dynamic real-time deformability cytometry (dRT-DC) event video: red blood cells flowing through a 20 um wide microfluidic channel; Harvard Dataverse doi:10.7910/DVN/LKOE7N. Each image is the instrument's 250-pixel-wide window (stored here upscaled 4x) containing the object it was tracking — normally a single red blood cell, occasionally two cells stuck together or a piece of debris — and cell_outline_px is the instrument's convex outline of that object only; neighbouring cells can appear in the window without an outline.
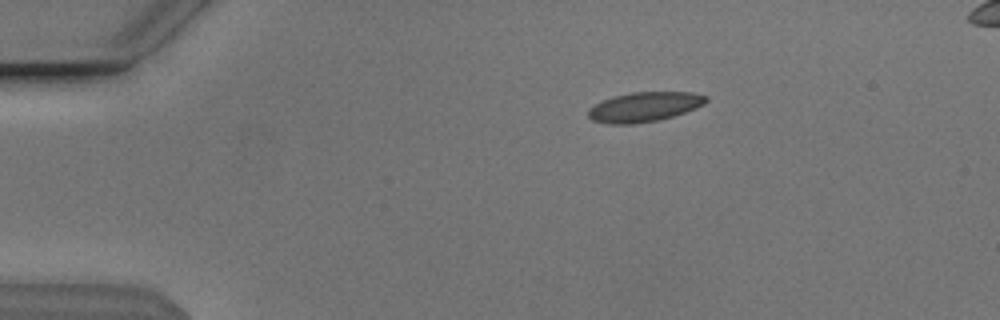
{"species": "Egyptian fruit bat (a non-hibernating species)", "species_latin": "Rousettus aegyptiacus", "temperature_condition": "cold", "stored_images_in_passage": 14, "camera_frame_rate_fps": 3000, "um_per_image_px": 0.085, "animal": {"sex": "male"}, "frame": {"image": 1, "passage_image": 3, "time_ms": 0.667, "image_size_px": [1000, 320], "cell_outline_px": [[708, 100], [704, 104], [696, 108], [672, 116], [656, 120], [632, 124], [608, 124], [592, 120], [588, 116], [588, 108], [612, 96], [632, 92], [692, 92], [708, 96]], "centroid_in_image_um": [54.76, 9.08], "position_along_channel_um": 30.2, "area_um2": 20.29}}